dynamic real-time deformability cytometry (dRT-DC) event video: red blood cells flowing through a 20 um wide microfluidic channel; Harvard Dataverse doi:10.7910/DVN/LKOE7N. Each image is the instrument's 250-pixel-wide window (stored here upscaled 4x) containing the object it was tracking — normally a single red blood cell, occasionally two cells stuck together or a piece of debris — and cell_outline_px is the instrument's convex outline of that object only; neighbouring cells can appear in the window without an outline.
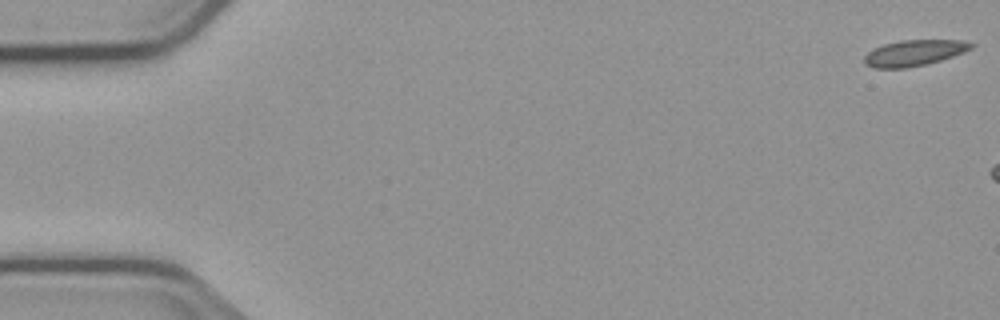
{"species": "common noctule bat (a hibernating species)", "species_latin": "Nyctalus noctula", "temperature_condition": "cold", "stored_images_in_passage": 3, "camera_frame_rate_fps": 3000, "um_per_image_px": 0.085, "animal": {"sex": "male", "body_mass_g": 23.1, "forearm_length_mm": 52.7}, "frame": {"image": 1, "passage_image": 1, "time_ms": 0.0, "image_size_px": [1000, 320], "cell_outline_px": [[976, 44], [972, 48], [964, 52], [940, 60], [924, 64], [904, 68], [876, 68], [864, 64], [864, 56], [872, 48], [884, 44], [900, 40], [964, 40]], "centroid_in_image_um": [77.69, 4.48], "position_along_channel_um": 7.3, "area_um2": 16.13}}